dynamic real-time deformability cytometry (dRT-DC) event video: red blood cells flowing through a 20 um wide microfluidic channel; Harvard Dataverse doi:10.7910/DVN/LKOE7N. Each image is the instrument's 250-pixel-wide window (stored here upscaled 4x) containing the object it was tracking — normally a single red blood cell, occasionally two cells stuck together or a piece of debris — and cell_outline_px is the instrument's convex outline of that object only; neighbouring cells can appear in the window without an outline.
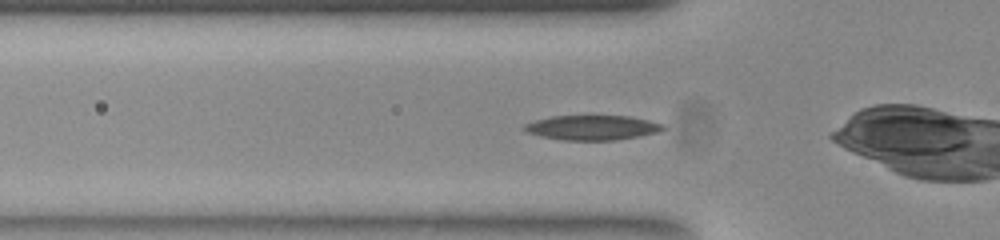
{"species": "common noctule bat (a hibernating species)", "species_latin": "Nyctalus noctula", "temperature_condition": "room temperature", "stored_images_in_passage": 43, "camera_frame_rate_fps": 3000, "um_per_image_px": 0.085, "animal": {"sex": "female", "body_mass_g": 23.0, "forearm_length_mm": 53.4}, "frame": {"image": 1, "passage_image": 8, "time_ms": 2.333, "image_size_px": [1000, 240], "cell_outline_px": [[664, 128], [660, 132], [616, 140], [560, 140], [540, 136], [528, 132], [520, 128], [524, 124], [536, 120], [552, 116], [632, 116], [664, 124]], "centroid_in_image_um": [50.33, 10.85], "position_along_channel_um": 75.5, "area_um2": 20.06}}
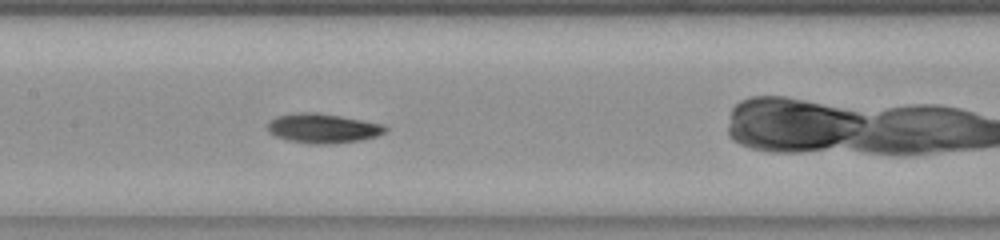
{"frame": {"image": 2, "passage_image": 16, "time_ms": 5.0, "image_size_px": [1000, 240], "cell_outline_px": [[388, 128], [384, 132], [376, 136], [360, 140], [328, 144], [312, 144], [288, 140], [276, 136], [268, 132], [268, 124], [276, 116], [296, 112], [316, 112], [340, 116], [384, 124]], "centroid_in_image_um": [27.43, 10.9], "position_along_channel_um": 180.0, "area_um2": 20.11}}
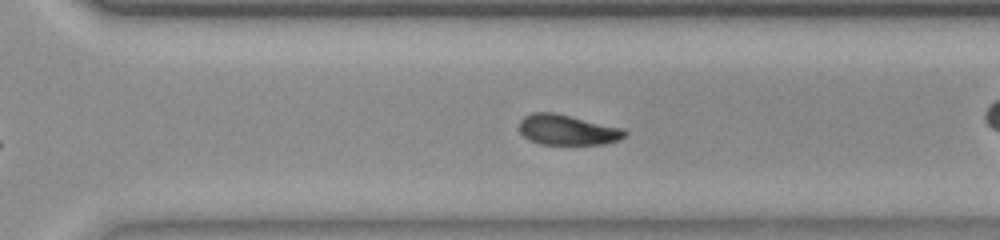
{"frame": {"image": 3, "passage_image": 27, "time_ms": 8.667, "image_size_px": [1000, 240], "cell_outline_px": [[628, 132], [620, 140], [604, 144], [540, 144], [528, 140], [520, 132], [520, 120], [524, 116], [532, 112], [556, 112], [624, 128]], "centroid_in_image_um": [48.24, 11.03], "position_along_channel_um": 322.4, "area_um2": 18.9}, "authors_computed_cell_mechanics": {"area_um2": 19.074, "velocity_mm_per_s": 3.8936, "shape_relaxation_time_tau1_ms": 4.1796, "shape_relaxation_time_tau2_ms": null, "deformation_change_tau1": 0.163, "deformation_change_tau2": null}}